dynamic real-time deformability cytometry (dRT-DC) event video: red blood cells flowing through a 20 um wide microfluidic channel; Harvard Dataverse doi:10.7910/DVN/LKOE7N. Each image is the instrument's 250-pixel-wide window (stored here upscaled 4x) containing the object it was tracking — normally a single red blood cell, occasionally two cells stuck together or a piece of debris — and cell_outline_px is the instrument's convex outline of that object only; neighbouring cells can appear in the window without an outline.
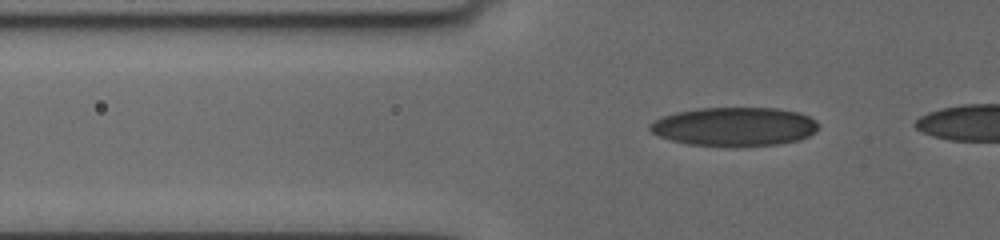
{"species": "human", "species_latin": "Homo sapiens", "temperature_condition": "cold", "stored_images_in_passage": 10, "camera_frame_rate_fps": 3000, "um_per_image_px": 0.085, "donor": {"sex": "female"}, "frame": {"image": 1, "passage_image": 3, "time_ms": 0.667, "image_size_px": [1000, 240], "cell_outline_px": [[820, 128], [816, 132], [800, 140], [780, 144], [740, 148], [724, 148], [688, 144], [672, 140], [660, 136], [652, 132], [648, 128], [648, 124], [664, 116], [676, 112], [700, 108], [776, 108], [800, 112], [816, 120], [820, 124]], "centroid_in_image_um": [62.48, 10.79], "position_along_channel_um": 63.3, "area_um2": 39.02}}